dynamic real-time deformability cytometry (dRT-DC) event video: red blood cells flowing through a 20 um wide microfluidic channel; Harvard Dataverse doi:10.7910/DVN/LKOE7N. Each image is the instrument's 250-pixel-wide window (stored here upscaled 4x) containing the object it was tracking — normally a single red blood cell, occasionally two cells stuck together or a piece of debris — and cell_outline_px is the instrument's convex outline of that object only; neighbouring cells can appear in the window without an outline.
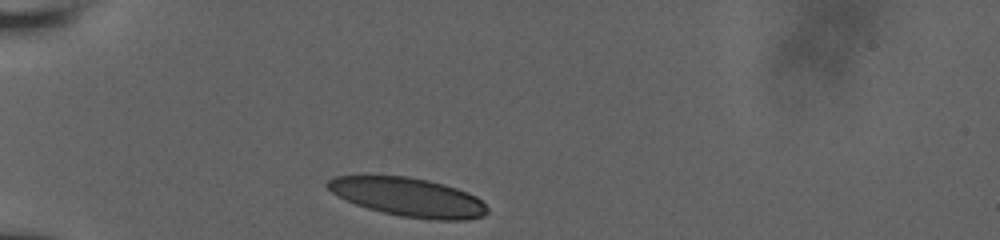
{"species": "human", "species_latin": "Homo sapiens", "temperature_condition": "room temperature", "stored_images_in_passage": 29, "camera_frame_rate_fps": 3000, "um_per_image_px": 0.085, "donor": {"sex": "male"}, "frame": {"image": 1, "passage_image": 1, "time_ms": 0.0, "image_size_px": [1000, 240], "cell_outline_px": [[488, 212], [484, 216], [468, 220], [436, 220], [400, 216], [368, 208], [356, 204], [332, 192], [324, 184], [332, 176], [408, 176], [428, 180], [444, 184], [468, 192], [476, 196], [488, 208]], "centroid_in_image_um": [34.74, 16.75], "position_along_channel_um": 50.3, "area_um2": 35.89}}
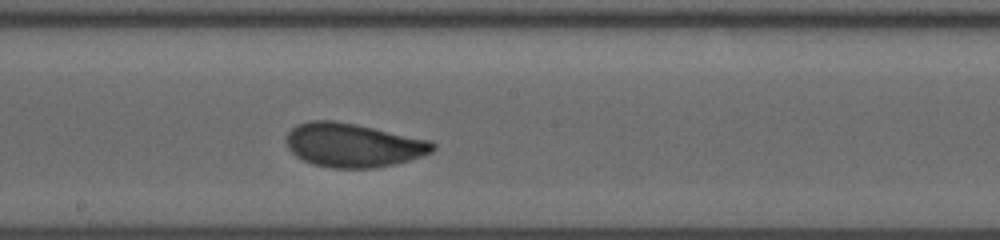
{"frame": {"image": 2, "passage_image": 17, "time_ms": 5.0, "image_size_px": [1000, 240], "cell_outline_px": [[436, 148], [432, 152], [396, 164], [372, 168], [332, 168], [312, 164], [296, 156], [288, 148], [284, 140], [288, 132], [296, 124], [308, 120], [336, 120], [356, 124], [432, 140], [436, 144]], "centroid_in_image_um": [30.0, 12.32], "position_along_channel_um": 218.2, "area_um2": 37.8}}
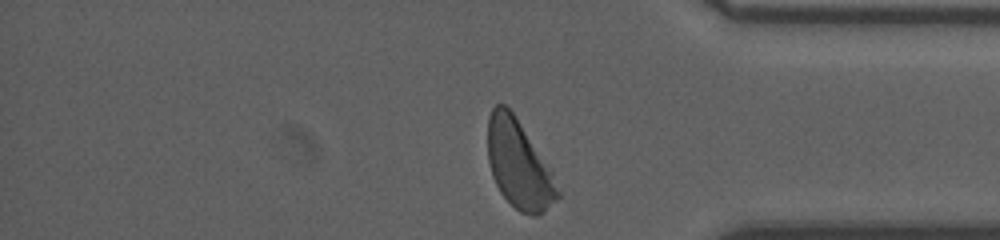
{"frame": {"image": 3, "passage_image": 29, "time_ms": 9.667, "image_size_px": [1000, 240], "cell_outline_px": [[560, 196], [544, 212], [536, 216], [532, 216], [520, 212], [500, 192], [492, 176], [488, 160], [488, 116], [492, 108], [496, 104], [504, 104], [512, 112], [552, 168], [560, 192]], "centroid_in_image_um": [44.12, 13.99], "position_along_channel_um": 391.1, "area_um2": 36.01}}